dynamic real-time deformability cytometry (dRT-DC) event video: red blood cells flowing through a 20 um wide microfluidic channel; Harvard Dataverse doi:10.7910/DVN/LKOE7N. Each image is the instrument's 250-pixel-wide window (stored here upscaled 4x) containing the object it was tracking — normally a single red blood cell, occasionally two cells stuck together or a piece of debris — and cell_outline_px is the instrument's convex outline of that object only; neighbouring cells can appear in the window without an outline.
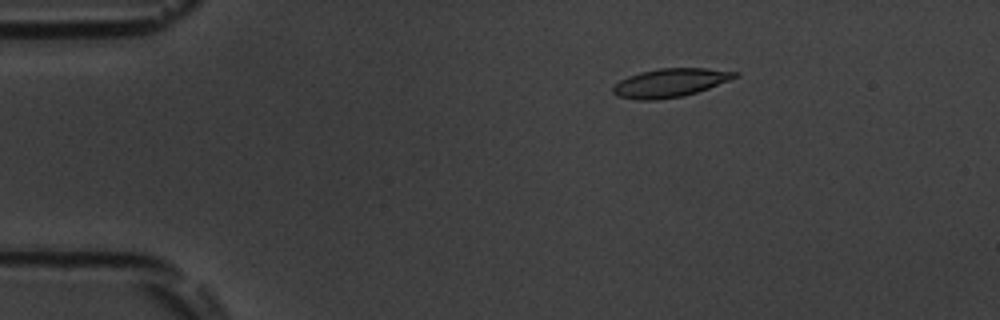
{"species": "common noctule bat (a hibernating species)", "species_latin": "Nyctalus noctula", "temperature_condition": "room temperature", "stored_images_in_passage": 29, "camera_frame_rate_fps": 3000, "um_per_image_px": 0.085, "animal": {"sex": "male", "body_mass_g": 19.5, "forearm_length_mm": 54.6}, "frame": {"image": 1, "passage_image": 1, "time_ms": 0.0, "image_size_px": [1000, 320], "cell_outline_px": [[740, 76], [708, 88], [684, 96], [656, 100], [640, 100], [616, 96], [612, 92], [612, 88], [620, 80], [628, 76], [640, 72], [660, 68], [708, 68], [740, 72]], "centroid_in_image_um": [56.97, 7.03], "position_along_channel_um": 28.0, "area_um2": 20.35}}
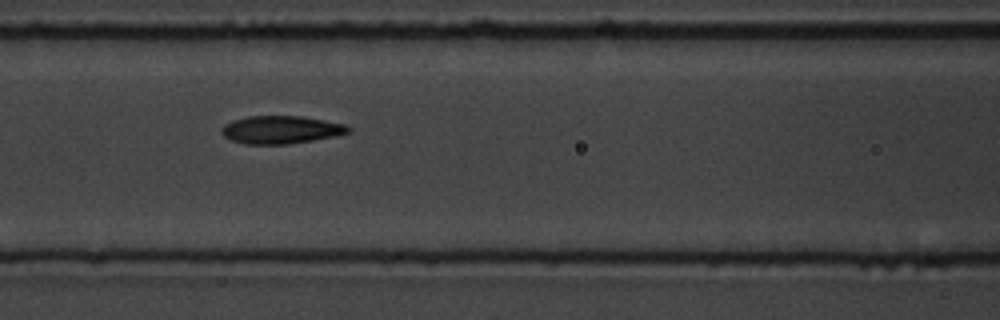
{"frame": {"image": 2, "passage_image": 15, "time_ms": 4.667, "image_size_px": [1000, 320], "cell_outline_px": [[352, 128], [348, 132], [336, 136], [288, 144], [244, 144], [232, 140], [224, 136], [220, 132], [220, 128], [224, 124], [232, 120], [248, 116], [304, 116], [348, 124]], "centroid_in_image_um": [23.89, 11.02], "position_along_channel_um": 142.7, "area_um2": 20.81}}
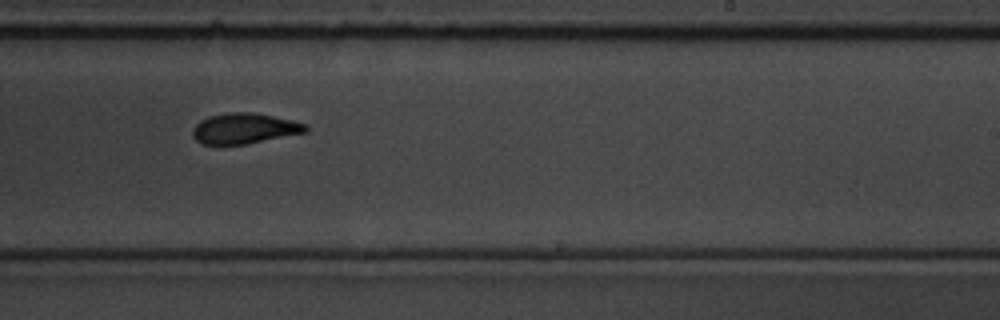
{"frame": {"image": 3, "passage_image": 25, "time_ms": 8.0, "image_size_px": [1000, 320], "cell_outline_px": [[308, 132], [244, 144], [200, 144], [192, 136], [192, 128], [200, 120], [208, 116], [224, 112], [252, 112], [292, 120], [308, 124]], "centroid_in_image_um": [20.75, 10.91], "position_along_channel_um": 268.2, "area_um2": 20.23}, "authors_computed_cell_mechanics": {"area_um2": 20.6924, "velocity_mm_per_s": 3.7824, "shape_relaxation_time_tau1_ms": 5.1348, "shape_relaxation_time_tau2_ms": 2.8572, "deformation_change_tau1": 0.1453, "deformation_change_tau2": 0.0868}}